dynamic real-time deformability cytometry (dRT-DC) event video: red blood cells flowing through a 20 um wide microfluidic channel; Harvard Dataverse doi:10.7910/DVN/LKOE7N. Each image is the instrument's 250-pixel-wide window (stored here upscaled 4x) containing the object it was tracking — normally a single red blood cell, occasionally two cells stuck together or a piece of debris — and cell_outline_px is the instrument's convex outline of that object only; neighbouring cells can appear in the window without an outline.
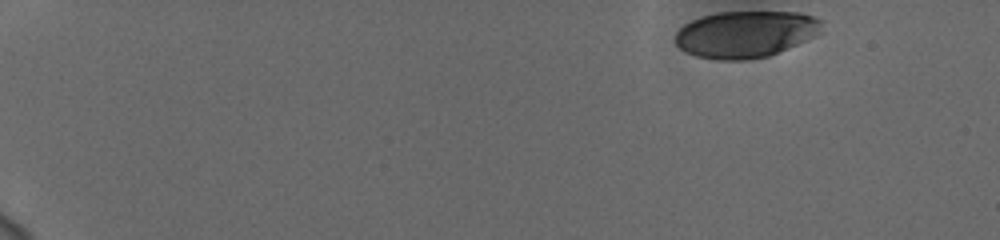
{"species": "human", "species_latin": "Homo sapiens", "temperature_condition": "cold", "stored_images_in_passage": 46, "camera_frame_rate_fps": 3000, "um_per_image_px": 0.085, "donor": {"sex": "female"}, "frame": {"image": 1, "passage_image": 1, "time_ms": 0.0, "image_size_px": [1000, 240], "cell_outline_px": [[820, 32], [796, 44], [768, 56], [748, 60], [720, 60], [696, 56], [680, 48], [676, 44], [676, 32], [684, 24], [692, 20], [716, 12], [800, 12], [812, 16], [820, 20]], "centroid_in_image_um": [63.33, 2.9], "position_along_channel_um": 21.7, "area_um2": 39.42}}
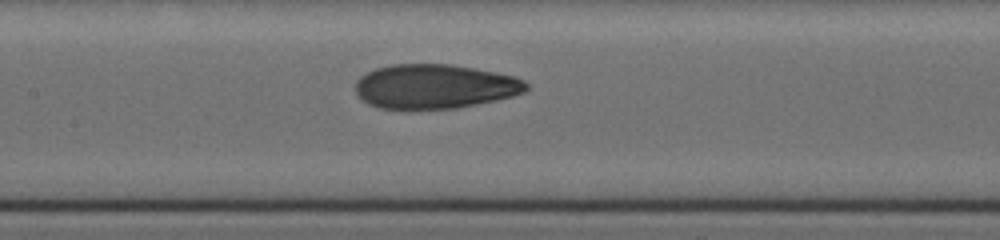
{"frame": {"image": 2, "passage_image": 25, "time_ms": 8.0, "image_size_px": [1000, 240], "cell_outline_px": [[528, 88], [524, 92], [512, 96], [496, 100], [456, 108], [380, 108], [368, 104], [356, 96], [356, 80], [360, 76], [376, 68], [392, 64], [452, 64], [476, 68], [516, 76], [524, 80], [528, 84]], "centroid_in_image_um": [36.96, 7.33], "position_along_channel_um": 170.4, "area_um2": 44.22}}
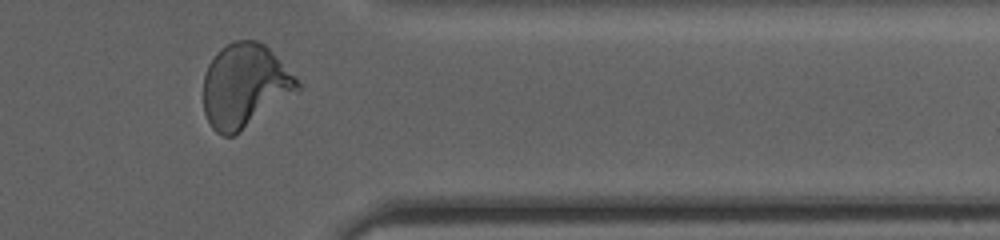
{"frame": {"image": 3, "passage_image": 43, "time_ms": 14.0, "image_size_px": [1000, 240], "cell_outline_px": [[300, 92], [232, 136], [220, 136], [212, 128], [204, 112], [204, 76], [208, 64], [216, 52], [220, 48], [232, 40], [256, 40], [264, 44], [272, 52], [300, 84]], "centroid_in_image_um": [20.79, 7.29], "position_along_channel_um": 390.6, "area_um2": 45.84}, "authors_computed_cell_mechanics": {"area_um2": 43.4078, "velocity_mm_per_s": 3.7532, "shape_relaxation_time_tau1_ms": 9.1609, "shape_relaxation_time_tau2_ms": 1.1909, "deformation_change_tau1": 0.2507, "deformation_change_tau2": 0.077}}